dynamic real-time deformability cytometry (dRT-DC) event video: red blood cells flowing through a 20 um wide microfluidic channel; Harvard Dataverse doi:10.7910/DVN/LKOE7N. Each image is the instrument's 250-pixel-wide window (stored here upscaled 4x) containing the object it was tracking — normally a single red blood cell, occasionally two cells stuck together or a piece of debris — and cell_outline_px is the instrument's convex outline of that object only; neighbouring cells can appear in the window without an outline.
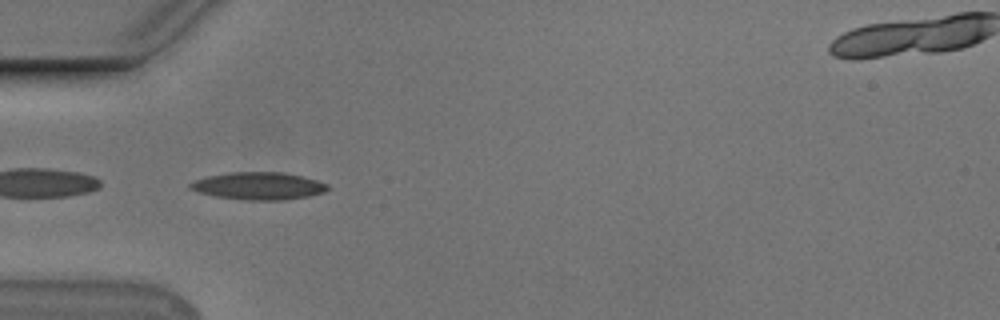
{"species": "Egyptian fruit bat (a non-hibernating species)", "species_latin": "Rousettus aegyptiacus", "temperature_condition": "cold", "stored_images_in_passage": 38, "camera_frame_rate_fps": 3000, "um_per_image_px": 0.085, "animal": {"sex": "male"}, "frame": {"image": 1, "passage_image": 1, "time_ms": 0.0, "image_size_px": [1000, 320], "cell_outline_px": [[328, 188], [324, 192], [308, 196], [284, 200], [248, 200], [216, 196], [196, 192], [188, 188], [188, 184], [196, 180], [208, 176], [232, 172], [284, 172], [304, 176], [328, 184]], "centroid_in_image_um": [21.97, 15.8], "position_along_channel_um": 63.0, "area_um2": 21.96}}
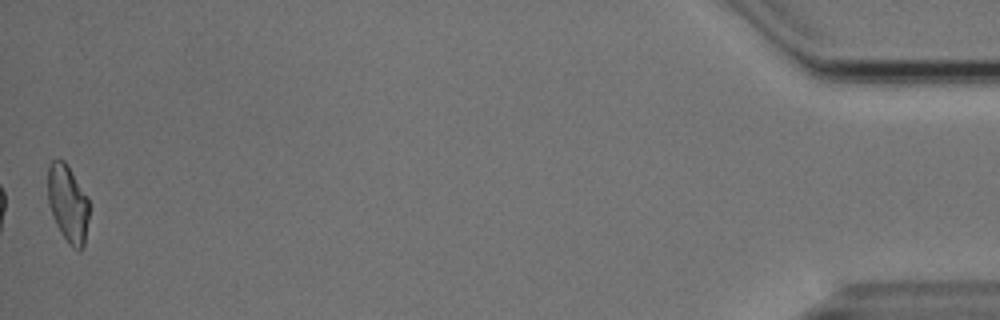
{"frame": {"image": 2, "passage_image": 38, "time_ms": 12.333, "image_size_px": [1000, 320], "cell_outline_px": [[88, 220], [84, 248], [80, 252], [72, 248], [68, 244], [60, 232], [52, 216], [48, 204], [48, 164], [52, 160], [64, 160], [88, 196]], "centroid_in_image_um": [5.77, 17.34], "position_along_channel_um": 429.4, "area_um2": 18.9}, "authors_computed_cell_mechanics": {"area_um2": 19.7098, "velocity_mm_per_s": 3.7535, "shape_relaxation_time_tau1_ms": 8.9343, "shape_relaxation_time_tau2_ms": 2.7995, "deformation_change_tau1": 0.2139, "deformation_change_tau2": 0.1017}}